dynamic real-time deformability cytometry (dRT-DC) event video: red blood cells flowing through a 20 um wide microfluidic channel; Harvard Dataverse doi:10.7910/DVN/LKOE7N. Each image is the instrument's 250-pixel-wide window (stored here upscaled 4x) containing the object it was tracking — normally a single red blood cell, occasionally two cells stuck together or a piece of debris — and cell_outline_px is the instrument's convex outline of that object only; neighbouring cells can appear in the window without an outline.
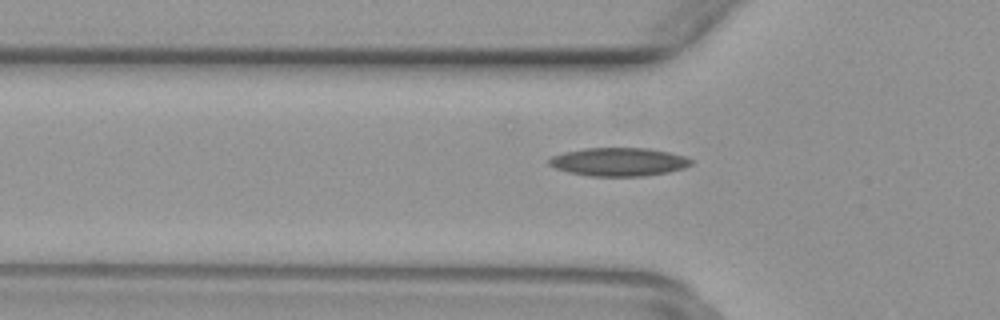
{"species": "common noctule bat (a hibernating species)", "species_latin": "Nyctalus noctula", "temperature_condition": "warm", "stored_images_in_passage": 22, "camera_frame_rate_fps": 3000, "um_per_image_px": 0.085, "animal": {"sex": "female", "body_mass_g": 29.2, "forearm_length_mm": 56.3}, "frame": {"image": 1, "passage_image": 6, "time_ms": 1.667, "image_size_px": [1000, 320], "cell_outline_px": [[692, 164], [684, 168], [668, 172], [644, 176], [588, 176], [568, 172], [556, 168], [548, 164], [548, 160], [552, 156], [564, 152], [584, 148], [648, 148], [668, 152], [684, 156], [692, 160]], "centroid_in_image_um": [52.58, 13.76], "position_along_channel_um": 73.2, "area_um2": 23.47}}
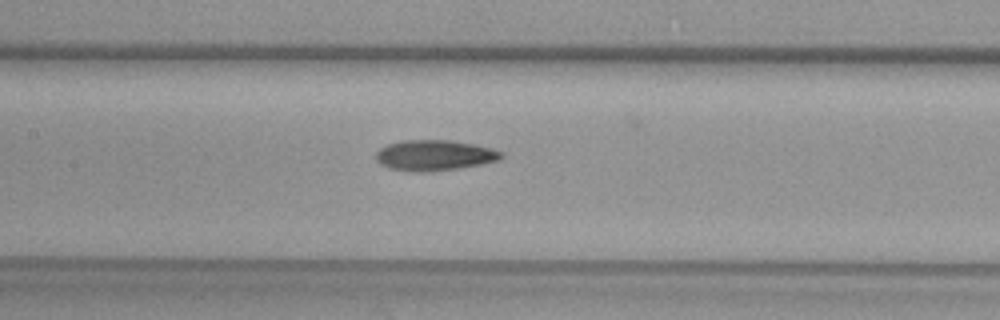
{"frame": {"image": 2, "passage_image": 13, "time_ms": 4.0, "image_size_px": [1000, 320], "cell_outline_px": [[504, 156], [500, 160], [484, 164], [456, 168], [424, 172], [408, 172], [388, 168], [380, 164], [376, 160], [376, 152], [380, 148], [388, 144], [404, 140], [452, 140], [476, 144], [492, 148], [504, 152]], "centroid_in_image_um": [36.95, 13.2], "position_along_channel_um": 170.4, "area_um2": 22.66}}
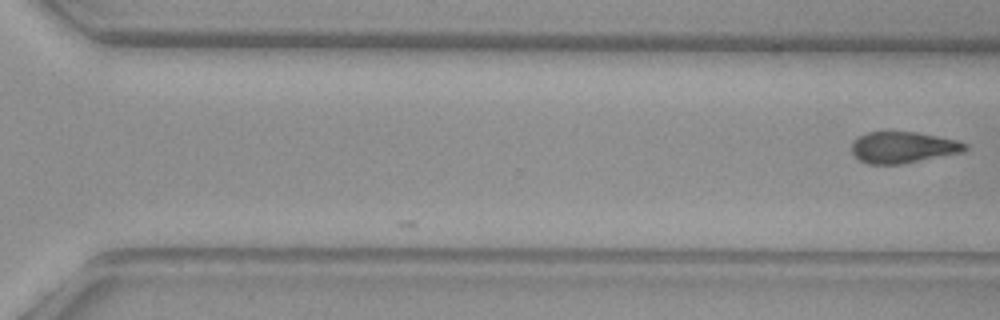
{"frame": {"image": 3, "passage_image": 22, "time_ms": 7.0, "image_size_px": [1000, 320], "cell_outline_px": [[968, 148], [964, 152], [900, 164], [868, 164], [860, 160], [852, 152], [852, 144], [860, 136], [868, 132], [916, 132], [956, 140], [968, 144]], "centroid_in_image_um": [76.79, 12.53], "position_along_channel_um": 293.8, "area_um2": 20.46}}